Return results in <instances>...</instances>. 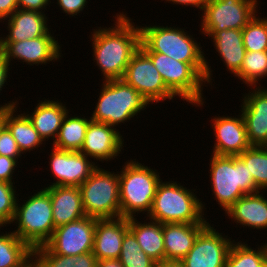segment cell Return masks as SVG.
<instances>
[{
  "label": "cell",
  "instance_id": "1",
  "mask_svg": "<svg viewBox=\"0 0 267 267\" xmlns=\"http://www.w3.org/2000/svg\"><path fill=\"white\" fill-rule=\"evenodd\" d=\"M115 25L93 29L91 37L93 61L106 80L122 79L132 55L140 47V28L133 25L127 14L115 15Z\"/></svg>",
  "mask_w": 267,
  "mask_h": 267
},
{
  "label": "cell",
  "instance_id": "2",
  "mask_svg": "<svg viewBox=\"0 0 267 267\" xmlns=\"http://www.w3.org/2000/svg\"><path fill=\"white\" fill-rule=\"evenodd\" d=\"M140 49L143 52H158L171 58L190 63L204 78L211 83L212 70L205 59L202 47L185 29L168 26L140 27ZM179 28V29H178ZM196 41V42H195Z\"/></svg>",
  "mask_w": 267,
  "mask_h": 267
},
{
  "label": "cell",
  "instance_id": "3",
  "mask_svg": "<svg viewBox=\"0 0 267 267\" xmlns=\"http://www.w3.org/2000/svg\"><path fill=\"white\" fill-rule=\"evenodd\" d=\"M161 181L156 189L149 219L164 223H208L204 218L206 209L192 190L180 183Z\"/></svg>",
  "mask_w": 267,
  "mask_h": 267
},
{
  "label": "cell",
  "instance_id": "4",
  "mask_svg": "<svg viewBox=\"0 0 267 267\" xmlns=\"http://www.w3.org/2000/svg\"><path fill=\"white\" fill-rule=\"evenodd\" d=\"M211 156V189L224 211L246 194L263 192L257 188L248 166L238 156Z\"/></svg>",
  "mask_w": 267,
  "mask_h": 267
},
{
  "label": "cell",
  "instance_id": "5",
  "mask_svg": "<svg viewBox=\"0 0 267 267\" xmlns=\"http://www.w3.org/2000/svg\"><path fill=\"white\" fill-rule=\"evenodd\" d=\"M128 161L119 173L121 217H135L143 211L149 214L158 184L159 173L135 161Z\"/></svg>",
  "mask_w": 267,
  "mask_h": 267
},
{
  "label": "cell",
  "instance_id": "6",
  "mask_svg": "<svg viewBox=\"0 0 267 267\" xmlns=\"http://www.w3.org/2000/svg\"><path fill=\"white\" fill-rule=\"evenodd\" d=\"M98 102L90 119L112 127L124 123L145 110L147 101L122 79L104 80Z\"/></svg>",
  "mask_w": 267,
  "mask_h": 267
},
{
  "label": "cell",
  "instance_id": "7",
  "mask_svg": "<svg viewBox=\"0 0 267 267\" xmlns=\"http://www.w3.org/2000/svg\"><path fill=\"white\" fill-rule=\"evenodd\" d=\"M21 206L16 201L13 232L31 249L45 245L55 230L49 193L43 188Z\"/></svg>",
  "mask_w": 267,
  "mask_h": 267
},
{
  "label": "cell",
  "instance_id": "8",
  "mask_svg": "<svg viewBox=\"0 0 267 267\" xmlns=\"http://www.w3.org/2000/svg\"><path fill=\"white\" fill-rule=\"evenodd\" d=\"M97 167L79 186L86 216L96 219L121 217L119 174Z\"/></svg>",
  "mask_w": 267,
  "mask_h": 267
},
{
  "label": "cell",
  "instance_id": "9",
  "mask_svg": "<svg viewBox=\"0 0 267 267\" xmlns=\"http://www.w3.org/2000/svg\"><path fill=\"white\" fill-rule=\"evenodd\" d=\"M144 53L152 60L165 85L177 97L179 96L192 105H203L202 90L205 78L190 63L177 61L158 52Z\"/></svg>",
  "mask_w": 267,
  "mask_h": 267
},
{
  "label": "cell",
  "instance_id": "10",
  "mask_svg": "<svg viewBox=\"0 0 267 267\" xmlns=\"http://www.w3.org/2000/svg\"><path fill=\"white\" fill-rule=\"evenodd\" d=\"M257 0H210L203 8L202 34L212 37L217 31L243 29L257 13Z\"/></svg>",
  "mask_w": 267,
  "mask_h": 267
},
{
  "label": "cell",
  "instance_id": "11",
  "mask_svg": "<svg viewBox=\"0 0 267 267\" xmlns=\"http://www.w3.org/2000/svg\"><path fill=\"white\" fill-rule=\"evenodd\" d=\"M122 80L137 90L149 103L173 99L152 60L139 48L131 57Z\"/></svg>",
  "mask_w": 267,
  "mask_h": 267
},
{
  "label": "cell",
  "instance_id": "12",
  "mask_svg": "<svg viewBox=\"0 0 267 267\" xmlns=\"http://www.w3.org/2000/svg\"><path fill=\"white\" fill-rule=\"evenodd\" d=\"M98 219L85 216L56 227L45 246L54 254L73 256L93 251Z\"/></svg>",
  "mask_w": 267,
  "mask_h": 267
},
{
  "label": "cell",
  "instance_id": "13",
  "mask_svg": "<svg viewBox=\"0 0 267 267\" xmlns=\"http://www.w3.org/2000/svg\"><path fill=\"white\" fill-rule=\"evenodd\" d=\"M208 224L197 236L193 247L181 260L185 267H225L234 240L222 236Z\"/></svg>",
  "mask_w": 267,
  "mask_h": 267
},
{
  "label": "cell",
  "instance_id": "14",
  "mask_svg": "<svg viewBox=\"0 0 267 267\" xmlns=\"http://www.w3.org/2000/svg\"><path fill=\"white\" fill-rule=\"evenodd\" d=\"M50 154V169L57 179L49 186H80L98 167L80 151H66L55 147ZM91 161V162H90Z\"/></svg>",
  "mask_w": 267,
  "mask_h": 267
},
{
  "label": "cell",
  "instance_id": "15",
  "mask_svg": "<svg viewBox=\"0 0 267 267\" xmlns=\"http://www.w3.org/2000/svg\"><path fill=\"white\" fill-rule=\"evenodd\" d=\"M0 51L9 63L13 58L21 60L27 65L37 64V66L39 64L46 65L47 62L58 60L61 57L60 45L51 32L45 36L20 42H0Z\"/></svg>",
  "mask_w": 267,
  "mask_h": 267
},
{
  "label": "cell",
  "instance_id": "16",
  "mask_svg": "<svg viewBox=\"0 0 267 267\" xmlns=\"http://www.w3.org/2000/svg\"><path fill=\"white\" fill-rule=\"evenodd\" d=\"M123 144L124 139L116 128L91 120L80 152L103 162L117 158L123 149Z\"/></svg>",
  "mask_w": 267,
  "mask_h": 267
},
{
  "label": "cell",
  "instance_id": "17",
  "mask_svg": "<svg viewBox=\"0 0 267 267\" xmlns=\"http://www.w3.org/2000/svg\"><path fill=\"white\" fill-rule=\"evenodd\" d=\"M251 92L242 98L240 109L247 138L251 146H267V89L257 86Z\"/></svg>",
  "mask_w": 267,
  "mask_h": 267
},
{
  "label": "cell",
  "instance_id": "18",
  "mask_svg": "<svg viewBox=\"0 0 267 267\" xmlns=\"http://www.w3.org/2000/svg\"><path fill=\"white\" fill-rule=\"evenodd\" d=\"M213 123L214 143L213 154L219 156H238L251 147L245 128L242 114L238 117H214Z\"/></svg>",
  "mask_w": 267,
  "mask_h": 267
},
{
  "label": "cell",
  "instance_id": "19",
  "mask_svg": "<svg viewBox=\"0 0 267 267\" xmlns=\"http://www.w3.org/2000/svg\"><path fill=\"white\" fill-rule=\"evenodd\" d=\"M128 230V218L98 219L92 251L97 260L118 259L123 238Z\"/></svg>",
  "mask_w": 267,
  "mask_h": 267
},
{
  "label": "cell",
  "instance_id": "20",
  "mask_svg": "<svg viewBox=\"0 0 267 267\" xmlns=\"http://www.w3.org/2000/svg\"><path fill=\"white\" fill-rule=\"evenodd\" d=\"M54 226L59 227L86 216L78 186H48Z\"/></svg>",
  "mask_w": 267,
  "mask_h": 267
},
{
  "label": "cell",
  "instance_id": "21",
  "mask_svg": "<svg viewBox=\"0 0 267 267\" xmlns=\"http://www.w3.org/2000/svg\"><path fill=\"white\" fill-rule=\"evenodd\" d=\"M209 223H164L162 233L165 247V260L181 261L193 247L199 233Z\"/></svg>",
  "mask_w": 267,
  "mask_h": 267
},
{
  "label": "cell",
  "instance_id": "22",
  "mask_svg": "<svg viewBox=\"0 0 267 267\" xmlns=\"http://www.w3.org/2000/svg\"><path fill=\"white\" fill-rule=\"evenodd\" d=\"M8 19V20H7ZM47 17L42 12L17 9L8 21L9 34L0 38V42H20L27 39H35L49 33Z\"/></svg>",
  "mask_w": 267,
  "mask_h": 267
},
{
  "label": "cell",
  "instance_id": "23",
  "mask_svg": "<svg viewBox=\"0 0 267 267\" xmlns=\"http://www.w3.org/2000/svg\"><path fill=\"white\" fill-rule=\"evenodd\" d=\"M260 192L240 197L225 214L240 225L250 228H267V199Z\"/></svg>",
  "mask_w": 267,
  "mask_h": 267
},
{
  "label": "cell",
  "instance_id": "24",
  "mask_svg": "<svg viewBox=\"0 0 267 267\" xmlns=\"http://www.w3.org/2000/svg\"><path fill=\"white\" fill-rule=\"evenodd\" d=\"M69 112L60 101L44 100L35 107L34 112L27 114L33 127L44 141L50 137L56 139L61 123Z\"/></svg>",
  "mask_w": 267,
  "mask_h": 267
},
{
  "label": "cell",
  "instance_id": "25",
  "mask_svg": "<svg viewBox=\"0 0 267 267\" xmlns=\"http://www.w3.org/2000/svg\"><path fill=\"white\" fill-rule=\"evenodd\" d=\"M150 222L140 223L135 217L128 218L129 230L134 234L143 251L156 263L165 260L162 223L149 219Z\"/></svg>",
  "mask_w": 267,
  "mask_h": 267
},
{
  "label": "cell",
  "instance_id": "26",
  "mask_svg": "<svg viewBox=\"0 0 267 267\" xmlns=\"http://www.w3.org/2000/svg\"><path fill=\"white\" fill-rule=\"evenodd\" d=\"M214 48L234 75L240 70L245 58L246 49L242 40V29L217 31L212 38Z\"/></svg>",
  "mask_w": 267,
  "mask_h": 267
},
{
  "label": "cell",
  "instance_id": "27",
  "mask_svg": "<svg viewBox=\"0 0 267 267\" xmlns=\"http://www.w3.org/2000/svg\"><path fill=\"white\" fill-rule=\"evenodd\" d=\"M15 110H17L16 106L6 110L5 126L12 133L22 153L33 151L40 147L44 140L35 130L25 112L15 115Z\"/></svg>",
  "mask_w": 267,
  "mask_h": 267
},
{
  "label": "cell",
  "instance_id": "28",
  "mask_svg": "<svg viewBox=\"0 0 267 267\" xmlns=\"http://www.w3.org/2000/svg\"><path fill=\"white\" fill-rule=\"evenodd\" d=\"M97 262V257L92 251L64 256L52 253L45 245L32 249L33 267H96Z\"/></svg>",
  "mask_w": 267,
  "mask_h": 267
},
{
  "label": "cell",
  "instance_id": "29",
  "mask_svg": "<svg viewBox=\"0 0 267 267\" xmlns=\"http://www.w3.org/2000/svg\"><path fill=\"white\" fill-rule=\"evenodd\" d=\"M65 115L53 146L60 150L80 151L91 119L85 117Z\"/></svg>",
  "mask_w": 267,
  "mask_h": 267
},
{
  "label": "cell",
  "instance_id": "30",
  "mask_svg": "<svg viewBox=\"0 0 267 267\" xmlns=\"http://www.w3.org/2000/svg\"><path fill=\"white\" fill-rule=\"evenodd\" d=\"M32 249L14 232L0 234V267H31Z\"/></svg>",
  "mask_w": 267,
  "mask_h": 267
},
{
  "label": "cell",
  "instance_id": "31",
  "mask_svg": "<svg viewBox=\"0 0 267 267\" xmlns=\"http://www.w3.org/2000/svg\"><path fill=\"white\" fill-rule=\"evenodd\" d=\"M237 243V244H236ZM225 267H267L265 245L254 250L244 242H233L229 250Z\"/></svg>",
  "mask_w": 267,
  "mask_h": 267
},
{
  "label": "cell",
  "instance_id": "32",
  "mask_svg": "<svg viewBox=\"0 0 267 267\" xmlns=\"http://www.w3.org/2000/svg\"><path fill=\"white\" fill-rule=\"evenodd\" d=\"M234 76L240 78L245 85L256 87L259 78L267 76V50L246 51L243 64Z\"/></svg>",
  "mask_w": 267,
  "mask_h": 267
},
{
  "label": "cell",
  "instance_id": "33",
  "mask_svg": "<svg viewBox=\"0 0 267 267\" xmlns=\"http://www.w3.org/2000/svg\"><path fill=\"white\" fill-rule=\"evenodd\" d=\"M238 157L248 166L249 172L261 191L267 189V147L251 146Z\"/></svg>",
  "mask_w": 267,
  "mask_h": 267
},
{
  "label": "cell",
  "instance_id": "34",
  "mask_svg": "<svg viewBox=\"0 0 267 267\" xmlns=\"http://www.w3.org/2000/svg\"><path fill=\"white\" fill-rule=\"evenodd\" d=\"M118 260L124 267H156L157 265L143 251L130 230L125 233Z\"/></svg>",
  "mask_w": 267,
  "mask_h": 267
},
{
  "label": "cell",
  "instance_id": "35",
  "mask_svg": "<svg viewBox=\"0 0 267 267\" xmlns=\"http://www.w3.org/2000/svg\"><path fill=\"white\" fill-rule=\"evenodd\" d=\"M256 16L242 29V40L246 51L267 50V18Z\"/></svg>",
  "mask_w": 267,
  "mask_h": 267
},
{
  "label": "cell",
  "instance_id": "36",
  "mask_svg": "<svg viewBox=\"0 0 267 267\" xmlns=\"http://www.w3.org/2000/svg\"><path fill=\"white\" fill-rule=\"evenodd\" d=\"M13 184L0 181V228L11 224L18 200Z\"/></svg>",
  "mask_w": 267,
  "mask_h": 267
},
{
  "label": "cell",
  "instance_id": "37",
  "mask_svg": "<svg viewBox=\"0 0 267 267\" xmlns=\"http://www.w3.org/2000/svg\"><path fill=\"white\" fill-rule=\"evenodd\" d=\"M21 154L23 153L20 151L12 133L6 126H4L0 131V155L17 160L18 158H21Z\"/></svg>",
  "mask_w": 267,
  "mask_h": 267
},
{
  "label": "cell",
  "instance_id": "38",
  "mask_svg": "<svg viewBox=\"0 0 267 267\" xmlns=\"http://www.w3.org/2000/svg\"><path fill=\"white\" fill-rule=\"evenodd\" d=\"M18 160L14 158H9L4 155H0V181L1 182H6V183H11L13 184L14 181L12 182L13 178V173L15 170V167H17V162Z\"/></svg>",
  "mask_w": 267,
  "mask_h": 267
},
{
  "label": "cell",
  "instance_id": "39",
  "mask_svg": "<svg viewBox=\"0 0 267 267\" xmlns=\"http://www.w3.org/2000/svg\"><path fill=\"white\" fill-rule=\"evenodd\" d=\"M9 61L6 59V57L4 56V54L0 51V91H2V87L5 86V82H7V78L9 77ZM18 101H10L6 104H4L3 106L0 105V111H4V110H8V109H11L15 106H18L17 104Z\"/></svg>",
  "mask_w": 267,
  "mask_h": 267
},
{
  "label": "cell",
  "instance_id": "40",
  "mask_svg": "<svg viewBox=\"0 0 267 267\" xmlns=\"http://www.w3.org/2000/svg\"><path fill=\"white\" fill-rule=\"evenodd\" d=\"M87 3V0H57V5L69 16L79 14L86 7Z\"/></svg>",
  "mask_w": 267,
  "mask_h": 267
},
{
  "label": "cell",
  "instance_id": "41",
  "mask_svg": "<svg viewBox=\"0 0 267 267\" xmlns=\"http://www.w3.org/2000/svg\"><path fill=\"white\" fill-rule=\"evenodd\" d=\"M50 0H17L19 9L42 12L49 5Z\"/></svg>",
  "mask_w": 267,
  "mask_h": 267
},
{
  "label": "cell",
  "instance_id": "42",
  "mask_svg": "<svg viewBox=\"0 0 267 267\" xmlns=\"http://www.w3.org/2000/svg\"><path fill=\"white\" fill-rule=\"evenodd\" d=\"M18 9L17 0H0V22Z\"/></svg>",
  "mask_w": 267,
  "mask_h": 267
},
{
  "label": "cell",
  "instance_id": "43",
  "mask_svg": "<svg viewBox=\"0 0 267 267\" xmlns=\"http://www.w3.org/2000/svg\"><path fill=\"white\" fill-rule=\"evenodd\" d=\"M171 2L173 4H181L182 6H189L192 7H196L198 9H200V11L203 10L204 6L210 1V0H166V2Z\"/></svg>",
  "mask_w": 267,
  "mask_h": 267
},
{
  "label": "cell",
  "instance_id": "44",
  "mask_svg": "<svg viewBox=\"0 0 267 267\" xmlns=\"http://www.w3.org/2000/svg\"><path fill=\"white\" fill-rule=\"evenodd\" d=\"M96 267H124L118 259L101 260Z\"/></svg>",
  "mask_w": 267,
  "mask_h": 267
},
{
  "label": "cell",
  "instance_id": "45",
  "mask_svg": "<svg viewBox=\"0 0 267 267\" xmlns=\"http://www.w3.org/2000/svg\"><path fill=\"white\" fill-rule=\"evenodd\" d=\"M156 267H185V265L182 261L178 260H164L157 263Z\"/></svg>",
  "mask_w": 267,
  "mask_h": 267
},
{
  "label": "cell",
  "instance_id": "46",
  "mask_svg": "<svg viewBox=\"0 0 267 267\" xmlns=\"http://www.w3.org/2000/svg\"><path fill=\"white\" fill-rule=\"evenodd\" d=\"M5 116H6V110L0 111V131L5 126Z\"/></svg>",
  "mask_w": 267,
  "mask_h": 267
}]
</instances>
